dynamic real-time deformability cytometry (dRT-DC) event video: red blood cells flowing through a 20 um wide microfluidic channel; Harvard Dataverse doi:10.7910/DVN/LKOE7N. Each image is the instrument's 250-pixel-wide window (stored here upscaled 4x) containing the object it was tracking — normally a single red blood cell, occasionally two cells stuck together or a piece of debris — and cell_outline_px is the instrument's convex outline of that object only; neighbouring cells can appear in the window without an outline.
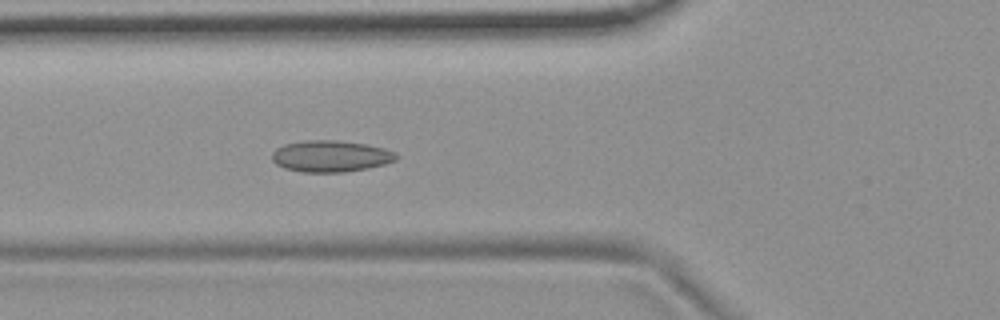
{"species": "common noctule bat (a hibernating species)", "species_latin": "Nyctalus noctula", "temperature_condition": "room temperature", "stored_images_in_passage": 6, "camera_frame_rate_fps": 3000, "um_per_image_px": 0.085, "animal": {"sex": "female", "body_mass_g": 19.9}, "frame": {"image": 1, "passage_image": 6, "time_ms": 1.667, "image_size_px": [1000, 320], "cell_outline_px": [[400, 156], [396, 160], [384, 164], [368, 168], [344, 172], [300, 172], [284, 168], [276, 164], [272, 160], [272, 152], [276, 148], [284, 144], [304, 140], [336, 140], [364, 144], [384, 148], [396, 152]], "centroid_in_image_um": [28.1, 13.27], "position_along_channel_um": 97.7, "area_um2": 22.95}}